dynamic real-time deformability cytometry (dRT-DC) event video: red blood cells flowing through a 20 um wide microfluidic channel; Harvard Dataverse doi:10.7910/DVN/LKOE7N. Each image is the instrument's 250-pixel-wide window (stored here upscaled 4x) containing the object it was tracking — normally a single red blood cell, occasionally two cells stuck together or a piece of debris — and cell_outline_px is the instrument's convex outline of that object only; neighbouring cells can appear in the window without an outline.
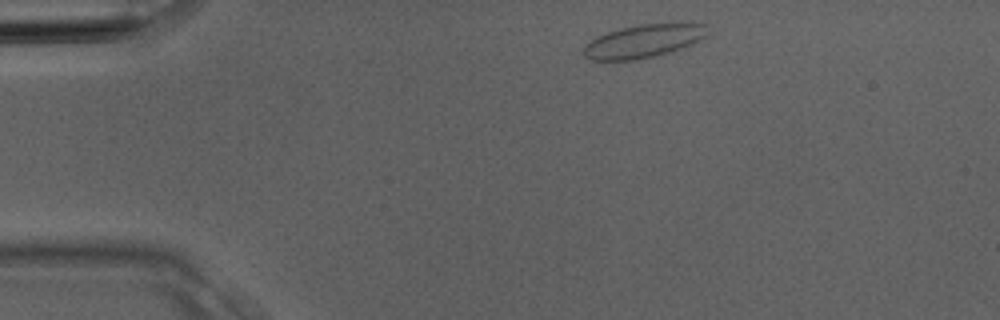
{"species": "Egyptian fruit bat (a non-hibernating species)", "species_latin": "Rousettus aegyptiacus", "temperature_condition": "room temperature", "stored_images_in_passage": 2, "camera_frame_rate_fps": 3000, "um_per_image_px": 0.085, "animal": {"sex": "male"}, "frame": {"image": 1, "passage_image": 1, "time_ms": 0.0, "image_size_px": [1000, 320], "cell_outline_px": [[708, 36], [684, 48], [672, 52], [636, 60], [592, 60], [584, 56], [580, 52], [596, 36], [620, 28], [640, 24], [708, 24]], "centroid_in_image_um": [54.72, 3.51], "position_along_channel_um": 30.3, "area_um2": 23.99}}